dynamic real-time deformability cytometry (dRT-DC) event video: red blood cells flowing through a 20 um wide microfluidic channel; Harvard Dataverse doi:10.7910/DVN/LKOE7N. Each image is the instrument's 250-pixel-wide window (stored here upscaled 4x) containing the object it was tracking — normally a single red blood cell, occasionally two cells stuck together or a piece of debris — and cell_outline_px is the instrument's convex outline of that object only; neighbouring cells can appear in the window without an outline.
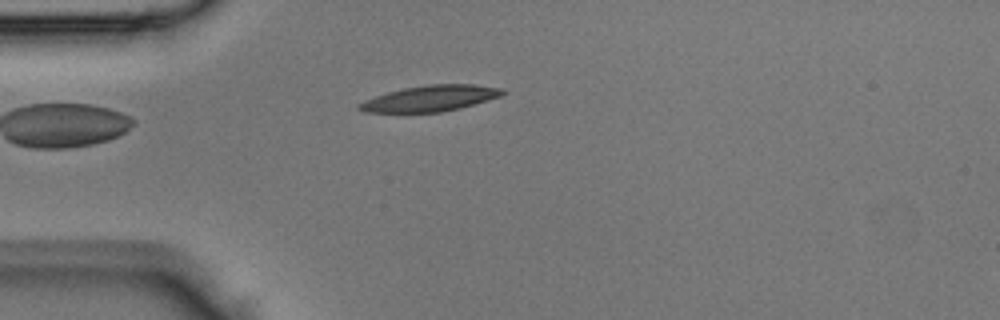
{"species": "Egyptian fruit bat (a non-hibernating species)", "species_latin": "Rousettus aegyptiacus", "temperature_condition": "room temperature", "stored_images_in_passage": 3, "camera_frame_rate_fps": 3000, "um_per_image_px": 0.085, "animal": {"sex": "male"}, "frame": {"image": 1, "passage_image": 3, "time_ms": 0.667, "image_size_px": [1000, 320], "cell_outline_px": [[504, 96], [460, 108], [440, 112], [364, 112], [356, 108], [356, 104], [364, 100], [388, 92], [404, 88], [428, 84], [472, 84], [504, 88]], "centroid_in_image_um": [36.59, 8.36], "position_along_channel_um": 48.4, "area_um2": 21.73}}